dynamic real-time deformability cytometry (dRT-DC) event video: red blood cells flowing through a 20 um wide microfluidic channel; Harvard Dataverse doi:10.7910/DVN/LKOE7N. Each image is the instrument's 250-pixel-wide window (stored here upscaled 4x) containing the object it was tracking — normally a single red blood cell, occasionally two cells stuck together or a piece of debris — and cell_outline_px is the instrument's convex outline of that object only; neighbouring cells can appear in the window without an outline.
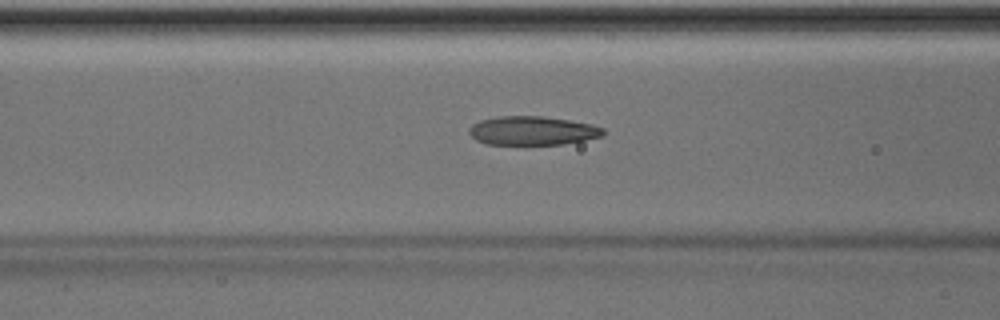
{"species": "Egyptian fruit bat (a non-hibernating species)", "species_latin": "Rousettus aegyptiacus", "temperature_condition": "room temperature", "stored_images_in_passage": 46, "camera_frame_rate_fps": 3000, "um_per_image_px": 0.085, "animal": {"sex": "male"}, "frame": {"image": 1, "passage_image": 20, "time_ms": 6.333, "image_size_px": [1000, 320], "cell_outline_px": [[604, 136], [564, 144], [488, 144], [476, 140], [468, 132], [468, 128], [472, 124], [480, 120], [496, 116], [544, 116], [592, 124], [604, 128]], "centroid_in_image_um": [45.25, 11.1], "position_along_channel_um": 121.3, "area_um2": 22.6}, "authors_computed_cell_mechanics": {"area_um2": 22.6287, "velocity_mm_per_s": 4.0573, "shape_relaxation_time_tau1_ms": 3.9243, "shape_relaxation_time_tau2_ms": 1.6862, "deformation_change_tau1": 0.1596, "deformation_change_tau2": 0.0966}}